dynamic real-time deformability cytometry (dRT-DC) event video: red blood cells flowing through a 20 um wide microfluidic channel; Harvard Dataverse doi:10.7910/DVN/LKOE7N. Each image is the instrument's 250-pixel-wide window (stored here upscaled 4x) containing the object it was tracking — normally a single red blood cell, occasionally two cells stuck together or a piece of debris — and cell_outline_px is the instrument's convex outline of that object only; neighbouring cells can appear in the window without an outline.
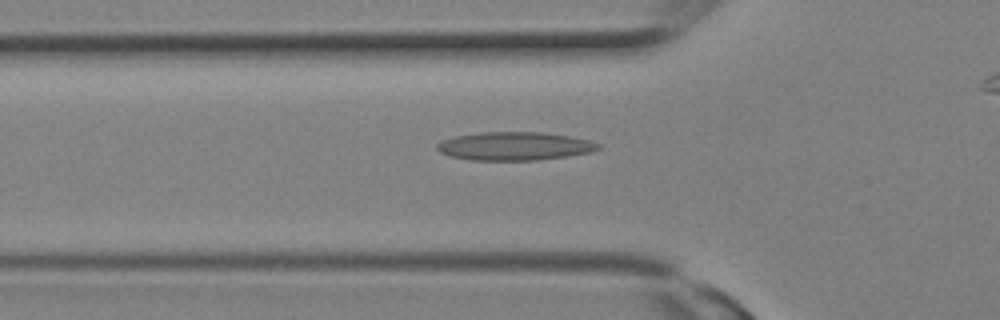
{"species": "Egyptian fruit bat (a non-hibernating species)", "species_latin": "Rousettus aegyptiacus", "temperature_condition": "room temperature", "stored_images_in_passage": 3, "camera_frame_rate_fps": 3000, "um_per_image_px": 0.085, "animal": {"sex": "female"}, "frame": {"image": 1, "passage_image": 2, "time_ms": 0.333, "image_size_px": [1000, 320], "cell_outline_px": [[600, 148], [592, 152], [536, 160], [468, 160], [448, 156], [440, 152], [436, 148], [436, 144], [440, 140], [452, 136], [480, 132], [544, 132], [568, 136], [588, 140], [600, 144]], "centroid_in_image_um": [43.66, 12.41], "position_along_channel_um": 82.1, "area_um2": 26.76}}